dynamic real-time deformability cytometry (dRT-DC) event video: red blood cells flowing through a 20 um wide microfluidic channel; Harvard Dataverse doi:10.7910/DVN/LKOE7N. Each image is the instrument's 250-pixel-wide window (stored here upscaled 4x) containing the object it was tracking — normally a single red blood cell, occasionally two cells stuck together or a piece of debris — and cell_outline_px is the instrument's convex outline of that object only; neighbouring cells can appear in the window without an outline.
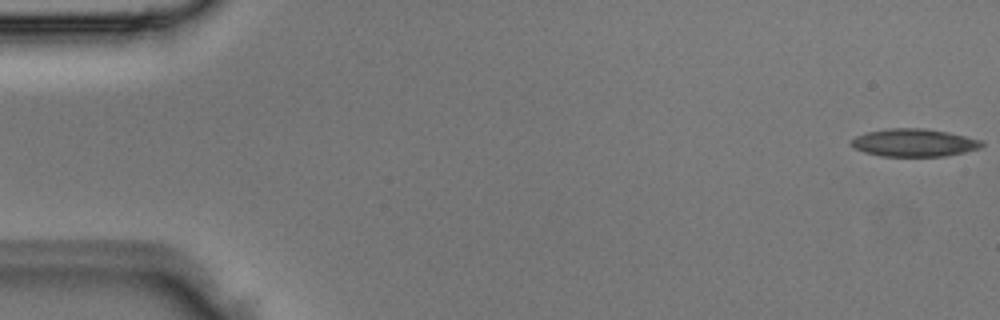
{"species": "Egyptian fruit bat (a non-hibernating species)", "species_latin": "Rousettus aegyptiacus", "temperature_condition": "room temperature", "stored_images_in_passage": 4, "camera_frame_rate_fps": 3000, "um_per_image_px": 0.085, "animal": {"sex": "male"}, "frame": {"image": 1, "passage_image": 1, "time_ms": 0.0, "image_size_px": [1000, 320], "cell_outline_px": [[984, 144], [980, 148], [964, 152], [944, 156], [880, 156], [864, 152], [856, 148], [852, 144], [852, 140], [856, 136], [868, 132], [888, 128], [924, 128], [948, 132], [984, 140]], "centroid_in_image_um": [77.74, 12.12], "position_along_channel_um": 7.3, "area_um2": 21.04}}
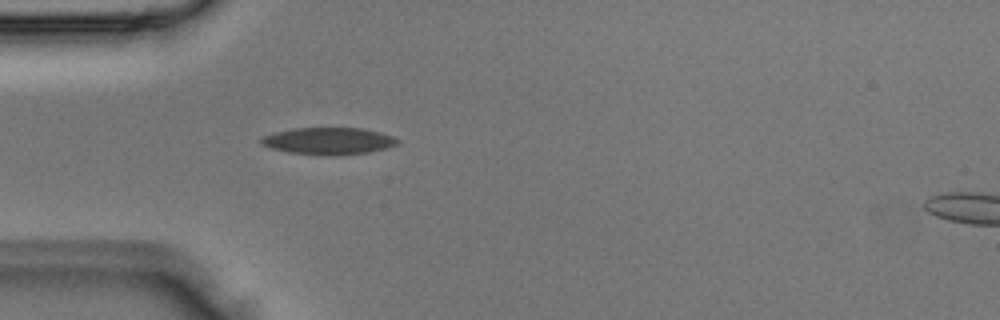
{"frame": {"image": 2, "passage_image": 3, "time_ms": 0.667, "image_size_px": [1000, 320], "cell_outline_px": [[400, 140], [396, 144], [388, 148], [368, 152], [340, 156], [320, 156], [288, 152], [268, 148], [260, 144], [260, 136], [292, 128], [364, 128], [380, 132], [392, 136]], "centroid_in_image_um": [27.89, 12.0], "position_along_channel_um": 57.1, "area_um2": 21.91}}